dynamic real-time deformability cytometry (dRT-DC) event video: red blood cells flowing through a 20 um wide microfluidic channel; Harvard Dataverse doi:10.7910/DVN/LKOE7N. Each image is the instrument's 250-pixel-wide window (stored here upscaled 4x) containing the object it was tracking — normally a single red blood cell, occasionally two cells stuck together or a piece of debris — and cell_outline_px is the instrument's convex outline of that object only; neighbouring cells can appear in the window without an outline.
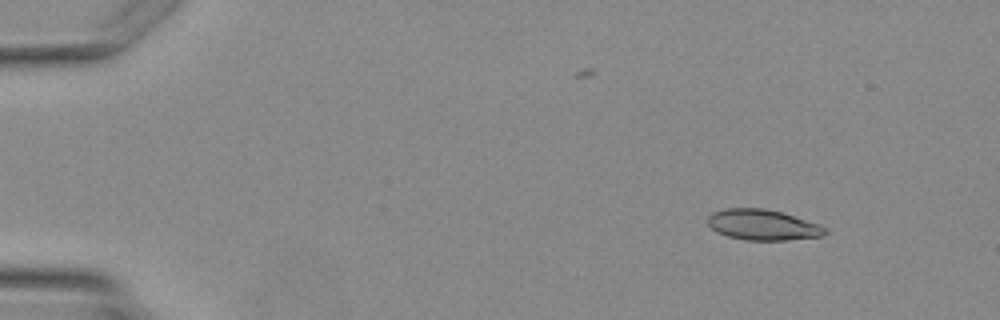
{"species": "Egyptian fruit bat (a non-hibernating species)", "species_latin": "Rousettus aegyptiacus", "temperature_condition": "warm", "stored_images_in_passage": 4, "camera_frame_rate_fps": 3000, "um_per_image_px": 0.085, "animal": {"sex": "female"}, "frame": {"image": 1, "passage_image": 2, "time_ms": 2.0, "image_size_px": [1000, 320], "cell_outline_px": [[828, 232], [824, 236], [788, 240], [744, 240], [728, 236], [716, 232], [708, 224], [708, 216], [712, 212], [724, 208], [764, 208], [780, 212], [820, 224]], "centroid_in_image_um": [64.82, 19.11], "position_along_channel_um": 20.2, "area_um2": 20.98}}
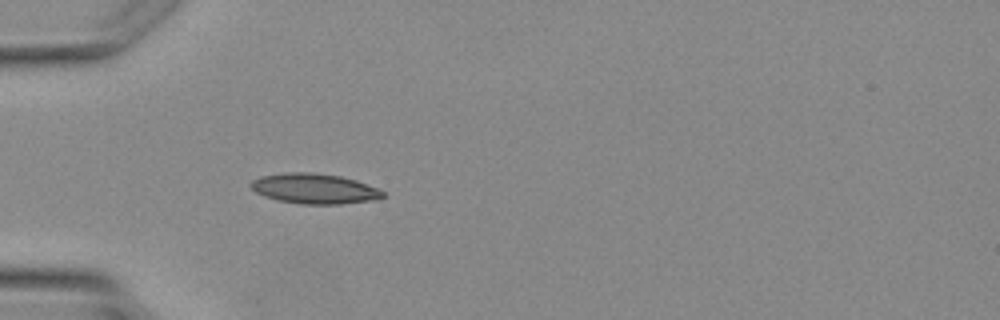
{"frame": {"image": 2, "passage_image": 4, "time_ms": 4.667, "image_size_px": [1000, 320], "cell_outline_px": [[388, 196], [380, 200], [340, 204], [300, 204], [276, 200], [264, 196], [256, 192], [248, 184], [252, 180], [260, 176], [284, 172], [312, 172], [340, 176], [356, 180], [376, 188], [384, 192]], "centroid_in_image_um": [26.74, 16.04], "position_along_channel_um": 58.3, "area_um2": 23.58}}